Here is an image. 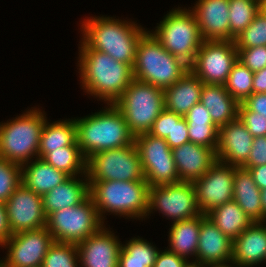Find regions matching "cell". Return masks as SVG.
Segmentation results:
<instances>
[{
	"mask_svg": "<svg viewBox=\"0 0 266 267\" xmlns=\"http://www.w3.org/2000/svg\"><path fill=\"white\" fill-rule=\"evenodd\" d=\"M80 43L78 73L82 89L106 104H114L134 79L133 68L104 52L91 49L83 40Z\"/></svg>",
	"mask_w": 266,
	"mask_h": 267,
	"instance_id": "cell-1",
	"label": "cell"
},
{
	"mask_svg": "<svg viewBox=\"0 0 266 267\" xmlns=\"http://www.w3.org/2000/svg\"><path fill=\"white\" fill-rule=\"evenodd\" d=\"M81 38L91 49L104 52L132 68L140 37L147 30L134 21L93 16L81 23Z\"/></svg>",
	"mask_w": 266,
	"mask_h": 267,
	"instance_id": "cell-2",
	"label": "cell"
},
{
	"mask_svg": "<svg viewBox=\"0 0 266 267\" xmlns=\"http://www.w3.org/2000/svg\"><path fill=\"white\" fill-rule=\"evenodd\" d=\"M75 120L77 144L87 159L92 154L134 143L124 115L114 104Z\"/></svg>",
	"mask_w": 266,
	"mask_h": 267,
	"instance_id": "cell-3",
	"label": "cell"
},
{
	"mask_svg": "<svg viewBox=\"0 0 266 267\" xmlns=\"http://www.w3.org/2000/svg\"><path fill=\"white\" fill-rule=\"evenodd\" d=\"M89 196L103 223L106 212L127 219L147 217L149 185L145 180L89 182Z\"/></svg>",
	"mask_w": 266,
	"mask_h": 267,
	"instance_id": "cell-4",
	"label": "cell"
},
{
	"mask_svg": "<svg viewBox=\"0 0 266 267\" xmlns=\"http://www.w3.org/2000/svg\"><path fill=\"white\" fill-rule=\"evenodd\" d=\"M189 70V65L170 54L151 31L142 34L133 66L134 79L165 90Z\"/></svg>",
	"mask_w": 266,
	"mask_h": 267,
	"instance_id": "cell-5",
	"label": "cell"
},
{
	"mask_svg": "<svg viewBox=\"0 0 266 267\" xmlns=\"http://www.w3.org/2000/svg\"><path fill=\"white\" fill-rule=\"evenodd\" d=\"M32 108L21 116L0 123V157L21 166L34 160L32 158H39L38 148L46 115L39 108Z\"/></svg>",
	"mask_w": 266,
	"mask_h": 267,
	"instance_id": "cell-6",
	"label": "cell"
},
{
	"mask_svg": "<svg viewBox=\"0 0 266 267\" xmlns=\"http://www.w3.org/2000/svg\"><path fill=\"white\" fill-rule=\"evenodd\" d=\"M114 105L124 115L131 134L136 137L149 133L155 119L165 109L164 90L133 79Z\"/></svg>",
	"mask_w": 266,
	"mask_h": 267,
	"instance_id": "cell-7",
	"label": "cell"
},
{
	"mask_svg": "<svg viewBox=\"0 0 266 267\" xmlns=\"http://www.w3.org/2000/svg\"><path fill=\"white\" fill-rule=\"evenodd\" d=\"M155 28L151 32L161 45L190 66L203 42L193 12L189 8L171 9Z\"/></svg>",
	"mask_w": 266,
	"mask_h": 267,
	"instance_id": "cell-8",
	"label": "cell"
},
{
	"mask_svg": "<svg viewBox=\"0 0 266 267\" xmlns=\"http://www.w3.org/2000/svg\"><path fill=\"white\" fill-rule=\"evenodd\" d=\"M86 175L89 182L145 180L135 143L92 154L87 158Z\"/></svg>",
	"mask_w": 266,
	"mask_h": 267,
	"instance_id": "cell-9",
	"label": "cell"
},
{
	"mask_svg": "<svg viewBox=\"0 0 266 267\" xmlns=\"http://www.w3.org/2000/svg\"><path fill=\"white\" fill-rule=\"evenodd\" d=\"M103 225L90 196L79 205L49 214L46 221V228L54 241L76 245L96 233Z\"/></svg>",
	"mask_w": 266,
	"mask_h": 267,
	"instance_id": "cell-10",
	"label": "cell"
},
{
	"mask_svg": "<svg viewBox=\"0 0 266 267\" xmlns=\"http://www.w3.org/2000/svg\"><path fill=\"white\" fill-rule=\"evenodd\" d=\"M134 143L149 187L180 182L172 149L164 138L144 133L136 136Z\"/></svg>",
	"mask_w": 266,
	"mask_h": 267,
	"instance_id": "cell-11",
	"label": "cell"
},
{
	"mask_svg": "<svg viewBox=\"0 0 266 267\" xmlns=\"http://www.w3.org/2000/svg\"><path fill=\"white\" fill-rule=\"evenodd\" d=\"M157 210L173 222L195 218L200 211L193 182L149 187L148 213Z\"/></svg>",
	"mask_w": 266,
	"mask_h": 267,
	"instance_id": "cell-12",
	"label": "cell"
},
{
	"mask_svg": "<svg viewBox=\"0 0 266 267\" xmlns=\"http://www.w3.org/2000/svg\"><path fill=\"white\" fill-rule=\"evenodd\" d=\"M237 60L234 41L203 40L189 69L204 84L224 85Z\"/></svg>",
	"mask_w": 266,
	"mask_h": 267,
	"instance_id": "cell-13",
	"label": "cell"
},
{
	"mask_svg": "<svg viewBox=\"0 0 266 267\" xmlns=\"http://www.w3.org/2000/svg\"><path fill=\"white\" fill-rule=\"evenodd\" d=\"M54 239L44 227L14 233L1 248L7 249L4 267H41Z\"/></svg>",
	"mask_w": 266,
	"mask_h": 267,
	"instance_id": "cell-14",
	"label": "cell"
},
{
	"mask_svg": "<svg viewBox=\"0 0 266 267\" xmlns=\"http://www.w3.org/2000/svg\"><path fill=\"white\" fill-rule=\"evenodd\" d=\"M235 167L216 161L202 177L193 182L202 214L206 215L215 207L233 200Z\"/></svg>",
	"mask_w": 266,
	"mask_h": 267,
	"instance_id": "cell-15",
	"label": "cell"
},
{
	"mask_svg": "<svg viewBox=\"0 0 266 267\" xmlns=\"http://www.w3.org/2000/svg\"><path fill=\"white\" fill-rule=\"evenodd\" d=\"M5 206L12 234L46 227L47 216L43 209L42 196L23 183L16 187Z\"/></svg>",
	"mask_w": 266,
	"mask_h": 267,
	"instance_id": "cell-16",
	"label": "cell"
},
{
	"mask_svg": "<svg viewBox=\"0 0 266 267\" xmlns=\"http://www.w3.org/2000/svg\"><path fill=\"white\" fill-rule=\"evenodd\" d=\"M121 247L120 239L103 225L77 244L79 267H118Z\"/></svg>",
	"mask_w": 266,
	"mask_h": 267,
	"instance_id": "cell-17",
	"label": "cell"
},
{
	"mask_svg": "<svg viewBox=\"0 0 266 267\" xmlns=\"http://www.w3.org/2000/svg\"><path fill=\"white\" fill-rule=\"evenodd\" d=\"M254 137L239 117L218 128L217 161L241 167L248 159Z\"/></svg>",
	"mask_w": 266,
	"mask_h": 267,
	"instance_id": "cell-18",
	"label": "cell"
},
{
	"mask_svg": "<svg viewBox=\"0 0 266 267\" xmlns=\"http://www.w3.org/2000/svg\"><path fill=\"white\" fill-rule=\"evenodd\" d=\"M190 10L203 40H230L229 0H198Z\"/></svg>",
	"mask_w": 266,
	"mask_h": 267,
	"instance_id": "cell-19",
	"label": "cell"
},
{
	"mask_svg": "<svg viewBox=\"0 0 266 267\" xmlns=\"http://www.w3.org/2000/svg\"><path fill=\"white\" fill-rule=\"evenodd\" d=\"M233 241L204 214H201V227L196 259L206 265L223 264L232 261Z\"/></svg>",
	"mask_w": 266,
	"mask_h": 267,
	"instance_id": "cell-20",
	"label": "cell"
},
{
	"mask_svg": "<svg viewBox=\"0 0 266 267\" xmlns=\"http://www.w3.org/2000/svg\"><path fill=\"white\" fill-rule=\"evenodd\" d=\"M180 181L194 182L217 161L216 152L209 147L187 142L172 149Z\"/></svg>",
	"mask_w": 266,
	"mask_h": 267,
	"instance_id": "cell-21",
	"label": "cell"
},
{
	"mask_svg": "<svg viewBox=\"0 0 266 267\" xmlns=\"http://www.w3.org/2000/svg\"><path fill=\"white\" fill-rule=\"evenodd\" d=\"M253 222L233 241L232 262L238 267L264 263L266 254V221Z\"/></svg>",
	"mask_w": 266,
	"mask_h": 267,
	"instance_id": "cell-22",
	"label": "cell"
},
{
	"mask_svg": "<svg viewBox=\"0 0 266 267\" xmlns=\"http://www.w3.org/2000/svg\"><path fill=\"white\" fill-rule=\"evenodd\" d=\"M204 83L191 71H187L172 86L164 90L165 109L184 117L200 102Z\"/></svg>",
	"mask_w": 266,
	"mask_h": 267,
	"instance_id": "cell-23",
	"label": "cell"
},
{
	"mask_svg": "<svg viewBox=\"0 0 266 267\" xmlns=\"http://www.w3.org/2000/svg\"><path fill=\"white\" fill-rule=\"evenodd\" d=\"M88 197L89 181L87 176L83 180L77 176L69 177L62 184L42 196L45 215L48 216L58 210L79 205Z\"/></svg>",
	"mask_w": 266,
	"mask_h": 267,
	"instance_id": "cell-24",
	"label": "cell"
},
{
	"mask_svg": "<svg viewBox=\"0 0 266 267\" xmlns=\"http://www.w3.org/2000/svg\"><path fill=\"white\" fill-rule=\"evenodd\" d=\"M200 102L209 110L213 123L218 128L238 118L240 103L224 85L204 84Z\"/></svg>",
	"mask_w": 266,
	"mask_h": 267,
	"instance_id": "cell-25",
	"label": "cell"
},
{
	"mask_svg": "<svg viewBox=\"0 0 266 267\" xmlns=\"http://www.w3.org/2000/svg\"><path fill=\"white\" fill-rule=\"evenodd\" d=\"M233 200L252 222H263L261 190L249 170L243 167H235Z\"/></svg>",
	"mask_w": 266,
	"mask_h": 267,
	"instance_id": "cell-26",
	"label": "cell"
},
{
	"mask_svg": "<svg viewBox=\"0 0 266 267\" xmlns=\"http://www.w3.org/2000/svg\"><path fill=\"white\" fill-rule=\"evenodd\" d=\"M69 176L41 158L21 166V183L38 195L43 196L66 181Z\"/></svg>",
	"mask_w": 266,
	"mask_h": 267,
	"instance_id": "cell-27",
	"label": "cell"
},
{
	"mask_svg": "<svg viewBox=\"0 0 266 267\" xmlns=\"http://www.w3.org/2000/svg\"><path fill=\"white\" fill-rule=\"evenodd\" d=\"M201 227V214L195 218L173 222L169 228L168 250L183 257L196 259Z\"/></svg>",
	"mask_w": 266,
	"mask_h": 267,
	"instance_id": "cell-28",
	"label": "cell"
},
{
	"mask_svg": "<svg viewBox=\"0 0 266 267\" xmlns=\"http://www.w3.org/2000/svg\"><path fill=\"white\" fill-rule=\"evenodd\" d=\"M71 145H78L75 120L71 118L49 123L46 117L38 148L39 158L42 159L53 150Z\"/></svg>",
	"mask_w": 266,
	"mask_h": 267,
	"instance_id": "cell-29",
	"label": "cell"
},
{
	"mask_svg": "<svg viewBox=\"0 0 266 267\" xmlns=\"http://www.w3.org/2000/svg\"><path fill=\"white\" fill-rule=\"evenodd\" d=\"M206 216L232 241L253 223L234 200L215 207Z\"/></svg>",
	"mask_w": 266,
	"mask_h": 267,
	"instance_id": "cell-30",
	"label": "cell"
},
{
	"mask_svg": "<svg viewBox=\"0 0 266 267\" xmlns=\"http://www.w3.org/2000/svg\"><path fill=\"white\" fill-rule=\"evenodd\" d=\"M158 248L141 237H134L122 244L118 267H153Z\"/></svg>",
	"mask_w": 266,
	"mask_h": 267,
	"instance_id": "cell-31",
	"label": "cell"
},
{
	"mask_svg": "<svg viewBox=\"0 0 266 267\" xmlns=\"http://www.w3.org/2000/svg\"><path fill=\"white\" fill-rule=\"evenodd\" d=\"M42 159L55 169L66 173L69 177L82 175L81 177L85 178L87 176V159L82 154L78 145L53 150L47 153Z\"/></svg>",
	"mask_w": 266,
	"mask_h": 267,
	"instance_id": "cell-32",
	"label": "cell"
},
{
	"mask_svg": "<svg viewBox=\"0 0 266 267\" xmlns=\"http://www.w3.org/2000/svg\"><path fill=\"white\" fill-rule=\"evenodd\" d=\"M260 11L261 0H229L230 41H234Z\"/></svg>",
	"mask_w": 266,
	"mask_h": 267,
	"instance_id": "cell-33",
	"label": "cell"
},
{
	"mask_svg": "<svg viewBox=\"0 0 266 267\" xmlns=\"http://www.w3.org/2000/svg\"><path fill=\"white\" fill-rule=\"evenodd\" d=\"M253 77L254 73L237 60L232 66L224 87L234 99L242 103L253 93Z\"/></svg>",
	"mask_w": 266,
	"mask_h": 267,
	"instance_id": "cell-34",
	"label": "cell"
},
{
	"mask_svg": "<svg viewBox=\"0 0 266 267\" xmlns=\"http://www.w3.org/2000/svg\"><path fill=\"white\" fill-rule=\"evenodd\" d=\"M76 244L54 241L49 247L41 267H78L80 266Z\"/></svg>",
	"mask_w": 266,
	"mask_h": 267,
	"instance_id": "cell-35",
	"label": "cell"
},
{
	"mask_svg": "<svg viewBox=\"0 0 266 267\" xmlns=\"http://www.w3.org/2000/svg\"><path fill=\"white\" fill-rule=\"evenodd\" d=\"M236 48L266 46V15L260 11L252 23L234 39Z\"/></svg>",
	"mask_w": 266,
	"mask_h": 267,
	"instance_id": "cell-36",
	"label": "cell"
},
{
	"mask_svg": "<svg viewBox=\"0 0 266 267\" xmlns=\"http://www.w3.org/2000/svg\"><path fill=\"white\" fill-rule=\"evenodd\" d=\"M21 183V165L0 157V201L6 202Z\"/></svg>",
	"mask_w": 266,
	"mask_h": 267,
	"instance_id": "cell-37",
	"label": "cell"
},
{
	"mask_svg": "<svg viewBox=\"0 0 266 267\" xmlns=\"http://www.w3.org/2000/svg\"><path fill=\"white\" fill-rule=\"evenodd\" d=\"M189 142L212 148L215 152L218 144V127L214 123L187 122Z\"/></svg>",
	"mask_w": 266,
	"mask_h": 267,
	"instance_id": "cell-38",
	"label": "cell"
},
{
	"mask_svg": "<svg viewBox=\"0 0 266 267\" xmlns=\"http://www.w3.org/2000/svg\"><path fill=\"white\" fill-rule=\"evenodd\" d=\"M237 59L253 73L266 67V46L237 48Z\"/></svg>",
	"mask_w": 266,
	"mask_h": 267,
	"instance_id": "cell-39",
	"label": "cell"
},
{
	"mask_svg": "<svg viewBox=\"0 0 266 267\" xmlns=\"http://www.w3.org/2000/svg\"><path fill=\"white\" fill-rule=\"evenodd\" d=\"M238 117L253 137L266 136V117L264 115L252 112L240 103Z\"/></svg>",
	"mask_w": 266,
	"mask_h": 267,
	"instance_id": "cell-40",
	"label": "cell"
},
{
	"mask_svg": "<svg viewBox=\"0 0 266 267\" xmlns=\"http://www.w3.org/2000/svg\"><path fill=\"white\" fill-rule=\"evenodd\" d=\"M183 116L164 109L155 119L149 132L152 136L166 138L173 129V120H180Z\"/></svg>",
	"mask_w": 266,
	"mask_h": 267,
	"instance_id": "cell-41",
	"label": "cell"
},
{
	"mask_svg": "<svg viewBox=\"0 0 266 267\" xmlns=\"http://www.w3.org/2000/svg\"><path fill=\"white\" fill-rule=\"evenodd\" d=\"M266 165V136L254 137L247 161L241 166L245 169Z\"/></svg>",
	"mask_w": 266,
	"mask_h": 267,
	"instance_id": "cell-42",
	"label": "cell"
},
{
	"mask_svg": "<svg viewBox=\"0 0 266 267\" xmlns=\"http://www.w3.org/2000/svg\"><path fill=\"white\" fill-rule=\"evenodd\" d=\"M165 140L171 149L189 142L188 125L184 117L180 120H173V129Z\"/></svg>",
	"mask_w": 266,
	"mask_h": 267,
	"instance_id": "cell-43",
	"label": "cell"
},
{
	"mask_svg": "<svg viewBox=\"0 0 266 267\" xmlns=\"http://www.w3.org/2000/svg\"><path fill=\"white\" fill-rule=\"evenodd\" d=\"M187 260L165 249L158 251L153 267H184Z\"/></svg>",
	"mask_w": 266,
	"mask_h": 267,
	"instance_id": "cell-44",
	"label": "cell"
},
{
	"mask_svg": "<svg viewBox=\"0 0 266 267\" xmlns=\"http://www.w3.org/2000/svg\"><path fill=\"white\" fill-rule=\"evenodd\" d=\"M186 122L213 123L209 110L201 103L195 104L185 115Z\"/></svg>",
	"mask_w": 266,
	"mask_h": 267,
	"instance_id": "cell-45",
	"label": "cell"
},
{
	"mask_svg": "<svg viewBox=\"0 0 266 267\" xmlns=\"http://www.w3.org/2000/svg\"><path fill=\"white\" fill-rule=\"evenodd\" d=\"M242 104L248 110L266 117V93H252Z\"/></svg>",
	"mask_w": 266,
	"mask_h": 267,
	"instance_id": "cell-46",
	"label": "cell"
},
{
	"mask_svg": "<svg viewBox=\"0 0 266 267\" xmlns=\"http://www.w3.org/2000/svg\"><path fill=\"white\" fill-rule=\"evenodd\" d=\"M5 203L0 201V247L12 236Z\"/></svg>",
	"mask_w": 266,
	"mask_h": 267,
	"instance_id": "cell-47",
	"label": "cell"
},
{
	"mask_svg": "<svg viewBox=\"0 0 266 267\" xmlns=\"http://www.w3.org/2000/svg\"><path fill=\"white\" fill-rule=\"evenodd\" d=\"M249 172L258 188L263 190L266 188V165L250 167Z\"/></svg>",
	"mask_w": 266,
	"mask_h": 267,
	"instance_id": "cell-48",
	"label": "cell"
},
{
	"mask_svg": "<svg viewBox=\"0 0 266 267\" xmlns=\"http://www.w3.org/2000/svg\"><path fill=\"white\" fill-rule=\"evenodd\" d=\"M252 86L253 93H266V67L254 72Z\"/></svg>",
	"mask_w": 266,
	"mask_h": 267,
	"instance_id": "cell-49",
	"label": "cell"
},
{
	"mask_svg": "<svg viewBox=\"0 0 266 267\" xmlns=\"http://www.w3.org/2000/svg\"><path fill=\"white\" fill-rule=\"evenodd\" d=\"M261 199L263 207V222L266 221V188L261 190Z\"/></svg>",
	"mask_w": 266,
	"mask_h": 267,
	"instance_id": "cell-50",
	"label": "cell"
},
{
	"mask_svg": "<svg viewBox=\"0 0 266 267\" xmlns=\"http://www.w3.org/2000/svg\"><path fill=\"white\" fill-rule=\"evenodd\" d=\"M207 267H238L234 262L223 263V264H210Z\"/></svg>",
	"mask_w": 266,
	"mask_h": 267,
	"instance_id": "cell-51",
	"label": "cell"
},
{
	"mask_svg": "<svg viewBox=\"0 0 266 267\" xmlns=\"http://www.w3.org/2000/svg\"><path fill=\"white\" fill-rule=\"evenodd\" d=\"M184 267H207L206 264L198 263L195 261H188L187 264Z\"/></svg>",
	"mask_w": 266,
	"mask_h": 267,
	"instance_id": "cell-52",
	"label": "cell"
},
{
	"mask_svg": "<svg viewBox=\"0 0 266 267\" xmlns=\"http://www.w3.org/2000/svg\"><path fill=\"white\" fill-rule=\"evenodd\" d=\"M261 11L266 15V0H261Z\"/></svg>",
	"mask_w": 266,
	"mask_h": 267,
	"instance_id": "cell-53",
	"label": "cell"
},
{
	"mask_svg": "<svg viewBox=\"0 0 266 267\" xmlns=\"http://www.w3.org/2000/svg\"><path fill=\"white\" fill-rule=\"evenodd\" d=\"M0 267H4L2 260H0Z\"/></svg>",
	"mask_w": 266,
	"mask_h": 267,
	"instance_id": "cell-54",
	"label": "cell"
}]
</instances>
